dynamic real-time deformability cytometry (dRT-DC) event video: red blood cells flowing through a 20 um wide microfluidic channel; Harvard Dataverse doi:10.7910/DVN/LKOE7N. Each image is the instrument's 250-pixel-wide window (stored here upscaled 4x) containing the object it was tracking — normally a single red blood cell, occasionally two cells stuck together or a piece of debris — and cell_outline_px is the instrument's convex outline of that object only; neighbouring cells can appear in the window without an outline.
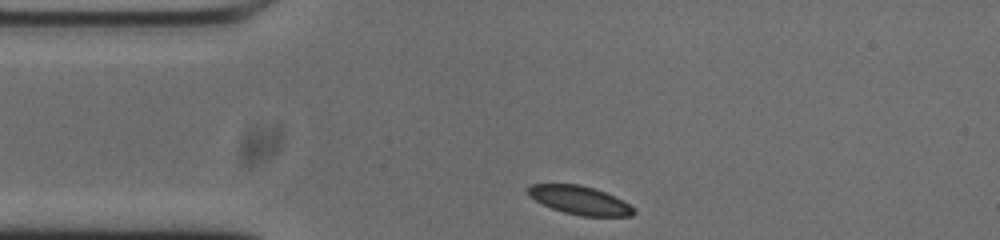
{"species": "common noctule bat (a hibernating species)", "species_latin": "Nyctalus noctula", "temperature_condition": "cold", "stored_images_in_passage": 34, "camera_frame_rate_fps": 3000, "um_per_image_px": 0.085, "animal": {"sex": "male", "body_mass_g": 20.0, "forearm_length_mm": 53.3}, "frame": {"image": 1, "passage_image": 1, "time_ms": 0.0, "image_size_px": [1000, 240], "cell_outline_px": [[636, 212], [632, 216], [580, 216], [564, 212], [552, 208], [528, 196], [528, 188], [532, 184], [580, 184], [604, 192], [636, 208]], "centroid_in_image_um": [49.28, 17.03], "position_along_channel_um": 35.7, "area_um2": 17.28}}
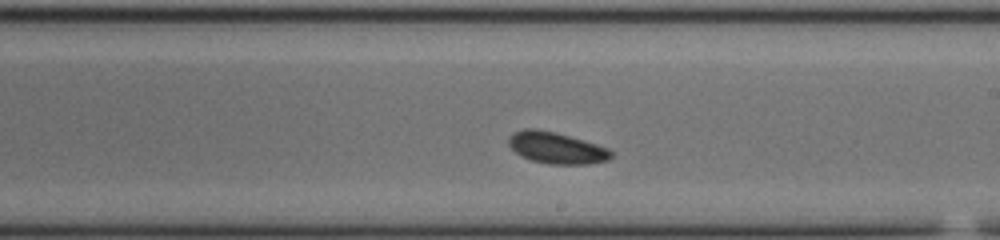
{"frame": {"image": 2, "passage_image": 20, "time_ms": 6.333, "image_size_px": [1000, 240], "cell_outline_px": [[612, 156], [608, 160], [588, 164], [548, 164], [532, 160], [520, 156], [508, 144], [508, 136], [524, 128], [536, 128], [556, 132], [596, 144], [608, 148], [612, 152]], "centroid_in_image_um": [47.28, 12.57], "position_along_channel_um": 241.7, "area_um2": 18.79}}
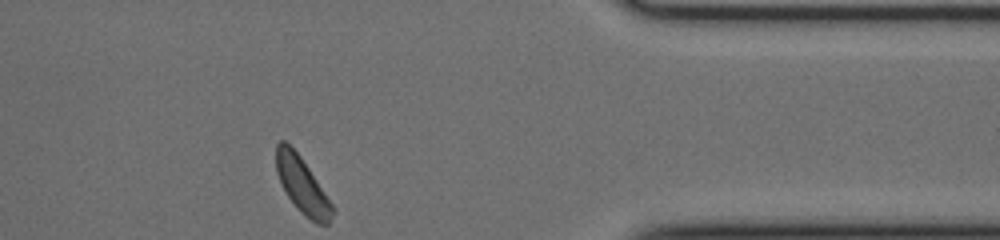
{"frame": {"image": 3, "passage_image": 34, "time_ms": 11.0, "image_size_px": [1000, 240], "cell_outline_px": [[332, 216], [328, 224], [316, 224], [288, 196], [276, 172], [276, 144], [280, 140], [284, 140], [300, 156], [332, 204]], "centroid_in_image_um": [25.66, 15.7], "position_along_channel_um": 385.7, "area_um2": 17.34}, "authors_computed_cell_mechanics": {"area_um2": 18.4671, "velocity_mm_per_s": 3.6506, "shape_relaxation_time_tau1_ms": 2.2595, "shape_relaxation_time_tau2_ms": null, "deformation_change_tau1": 0.0861, "deformation_change_tau2": null}}